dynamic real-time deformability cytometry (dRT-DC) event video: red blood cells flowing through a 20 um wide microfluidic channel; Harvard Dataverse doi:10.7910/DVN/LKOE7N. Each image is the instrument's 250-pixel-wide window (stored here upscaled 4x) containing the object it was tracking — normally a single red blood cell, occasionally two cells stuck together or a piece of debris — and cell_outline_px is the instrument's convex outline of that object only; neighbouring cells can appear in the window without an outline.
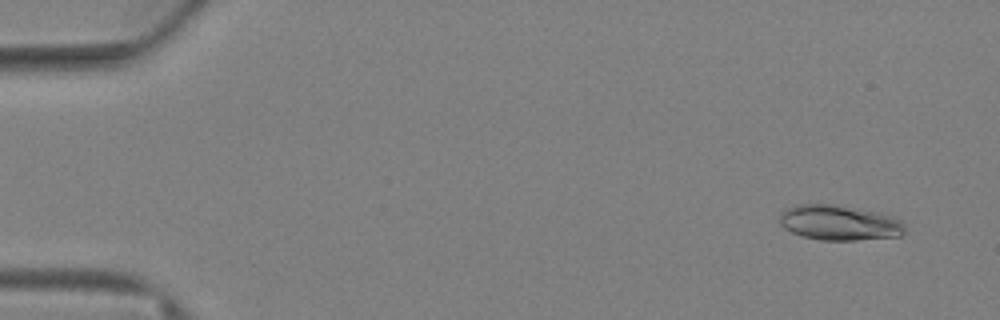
{"species": "Egyptian fruit bat (a non-hibernating species)", "species_latin": "Rousettus aegyptiacus", "temperature_condition": "warm", "stored_images_in_passage": 82, "camera_frame_rate_fps": 3000, "um_per_image_px": 0.085, "animal": {"sex": "female"}, "frame": {"image": 1, "passage_image": 6, "time_ms": 1.667, "image_size_px": [1000, 320], "cell_outline_px": [[904, 232], [900, 236], [856, 240], [820, 240], [800, 236], [784, 228], [780, 224], [780, 216], [788, 208], [800, 204], [832, 204], [880, 212], [896, 216], [904, 224]], "centroid_in_image_um": [71.38, 18.93], "position_along_channel_um": 13.6, "area_um2": 25.72}}
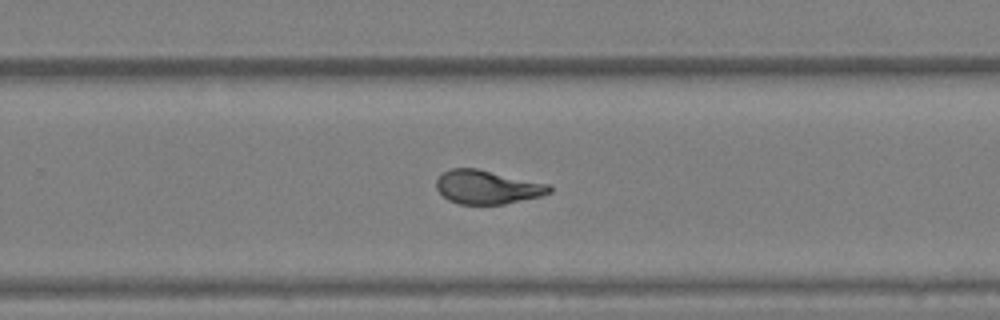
{"frame": {"image": 2, "passage_image": 54, "time_ms": 17.667, "image_size_px": [1000, 320], "cell_outline_px": [[552, 192], [540, 196], [504, 204], [460, 204], [448, 200], [436, 188], [436, 180], [444, 172], [452, 168], [476, 168], [548, 184], [552, 188]], "centroid_in_image_um": [41.41, 15.91], "position_along_channel_um": 288.4, "area_um2": 21.96}}
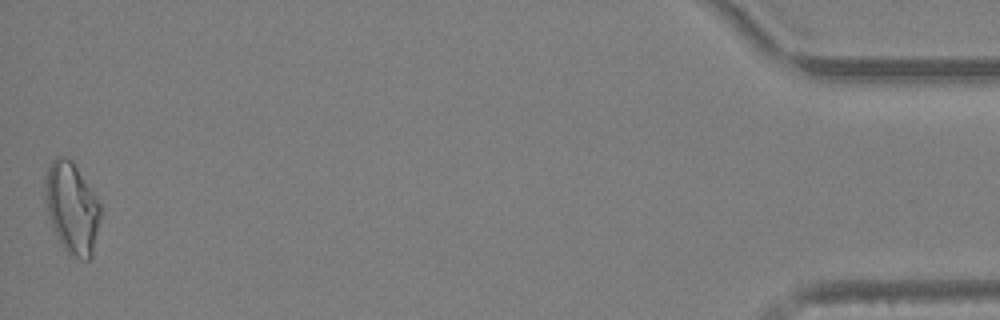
{"frame": {"image": 3, "passage_image": 81, "time_ms": 26.667, "image_size_px": [1000, 320], "cell_outline_px": [[100, 216], [92, 256], [88, 260], [80, 260], [68, 256], [60, 244], [52, 228], [48, 216], [44, 200], [44, 176], [52, 160], [56, 156], [64, 156], [72, 160], [96, 196], [100, 204]], "centroid_in_image_um": [6.07, 17.7], "position_along_channel_um": 429.1, "area_um2": 29.94}, "authors_computed_cell_mechanics": {"area_um2": 23.3512, "velocity_mm_per_s": 2.5689, "shape_relaxation_time_tau1_ms": null, "shape_relaxation_time_tau2_ms": 2.4632, "deformation_change_tau1": null, "deformation_change_tau2": 0.0771}}